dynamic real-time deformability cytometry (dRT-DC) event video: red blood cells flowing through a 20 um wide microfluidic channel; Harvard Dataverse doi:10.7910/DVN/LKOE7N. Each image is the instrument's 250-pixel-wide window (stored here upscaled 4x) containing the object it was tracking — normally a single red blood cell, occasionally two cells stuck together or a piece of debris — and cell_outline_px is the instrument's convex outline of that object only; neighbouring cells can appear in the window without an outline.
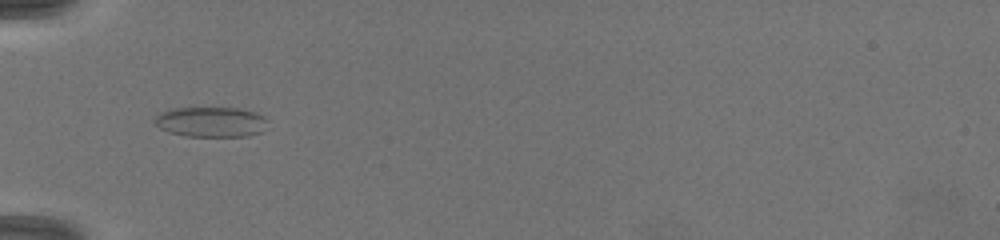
{"species": "common noctule bat (a hibernating species)", "species_latin": "Nyctalus noctula", "temperature_condition": "warm", "stored_images_in_passage": 45, "camera_frame_rate_fps": 3000, "um_per_image_px": 0.085, "animal": {"sex": "female", "body_mass_g": 19.5, "forearm_length_mm": 54.1}, "frame": {"image": 1, "passage_image": 1, "time_ms": 0.0, "image_size_px": [1000, 240], "cell_outline_px": [[268, 120], [260, 132], [248, 136], [184, 136], [168, 132], [160, 128], [156, 124], [156, 116], [160, 112], [172, 108], [240, 108], [256, 112], [264, 116]], "centroid_in_image_um": [17.93, 10.36], "position_along_channel_um": 67.1, "area_um2": 19.83}}
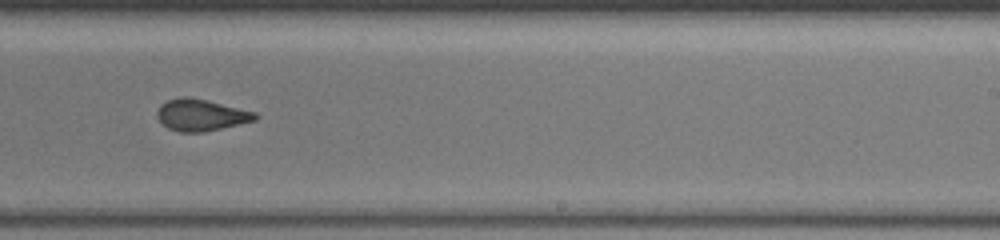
{"frame": {"image": 2, "passage_image": 28, "time_ms": 5.0, "image_size_px": [1000, 240], "cell_outline_px": [[260, 116], [256, 120], [204, 132], [180, 132], [168, 128], [156, 116], [156, 112], [160, 104], [168, 100], [180, 96], [188, 96], [208, 100], [256, 112]], "centroid_in_image_um": [17.09, 9.76], "position_along_channel_um": 271.9, "area_um2": 18.21}}
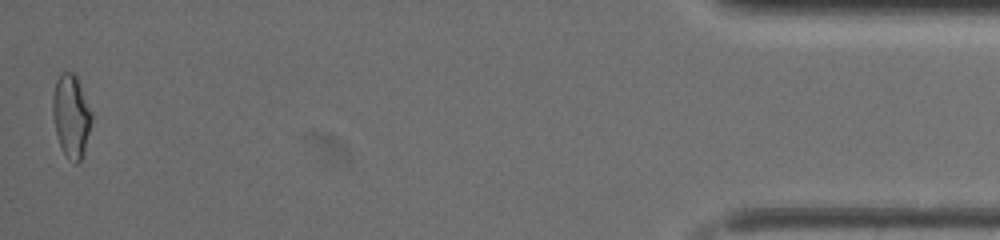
{"frame": {"image": 3, "passage_image": 45, "time_ms": 10.667, "image_size_px": [1000, 240], "cell_outline_px": [[92, 120], [84, 152], [80, 160], [76, 164], [72, 164], [64, 152], [60, 144], [56, 132], [52, 112], [52, 96], [56, 80], [60, 72], [76, 72], [92, 112]], "centroid_in_image_um": [6.06, 9.81], "position_along_channel_um": 429.1, "area_um2": 19.02}, "authors_computed_cell_mechanics": {"area_um2": 18.207, "velocity_mm_per_s": 4.1837, "shape_relaxation_time_tau1_ms": null, "shape_relaxation_time_tau2_ms": 0.8852, "deformation_change_tau1": null, "deformation_change_tau2": 0.0721}}